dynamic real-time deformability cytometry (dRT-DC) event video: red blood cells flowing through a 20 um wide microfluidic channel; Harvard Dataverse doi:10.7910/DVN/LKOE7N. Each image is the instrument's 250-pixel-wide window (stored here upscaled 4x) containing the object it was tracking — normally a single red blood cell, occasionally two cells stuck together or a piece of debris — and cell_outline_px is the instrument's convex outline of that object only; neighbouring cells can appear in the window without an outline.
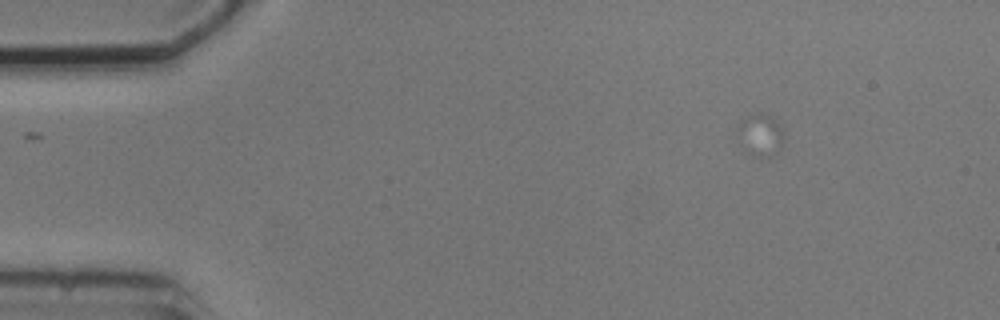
{"species": "common noctule bat (a hibernating species)", "species_latin": "Nyctalus noctula", "temperature_condition": "cold", "stored_images_in_passage": 6, "camera_frame_rate_fps": 3000, "um_per_image_px": 0.085, "animal": {"sex": "male", "body_mass_g": 20.5, "forearm_length_mm": 52.5}, "frame": {"image": 1, "passage_image": 3, "time_ms": 2.333, "image_size_px": [1000, 320], "cell_outline_px": [[784, 140], [780, 152], [772, 156], [760, 160], [748, 156], [744, 152], [740, 128], [740, 124], [744, 120], [756, 112], [760, 112], [776, 120], [784, 128]], "centroid_in_image_um": [64.74, 11.58], "position_along_channel_um": 20.3, "area_um2": 11.62}}